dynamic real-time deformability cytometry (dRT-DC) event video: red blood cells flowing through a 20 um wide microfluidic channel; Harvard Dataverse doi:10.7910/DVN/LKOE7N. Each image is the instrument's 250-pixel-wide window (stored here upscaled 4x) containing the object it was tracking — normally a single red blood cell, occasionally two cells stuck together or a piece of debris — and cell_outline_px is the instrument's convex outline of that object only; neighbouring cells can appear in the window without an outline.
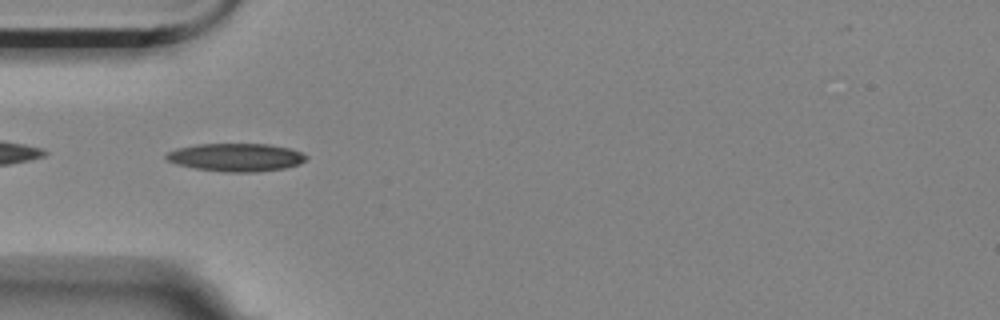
{"species": "Egyptian fruit bat (a non-hibernating species)", "species_latin": "Rousettus aegyptiacus", "temperature_condition": "room temperature", "stored_images_in_passage": 41, "camera_frame_rate_fps": 3000, "um_per_image_px": 0.085, "animal": {"sex": "female"}, "frame": {"image": 1, "passage_image": 2, "time_ms": 0.333, "image_size_px": [1000, 320], "cell_outline_px": [[308, 156], [300, 164], [284, 168], [256, 172], [224, 172], [196, 168], [176, 164], [168, 160], [164, 156], [168, 152], [176, 148], [196, 144], [268, 144], [292, 148]], "centroid_in_image_um": [20.06, 13.37], "position_along_channel_um": 64.9, "area_um2": 22.89}}
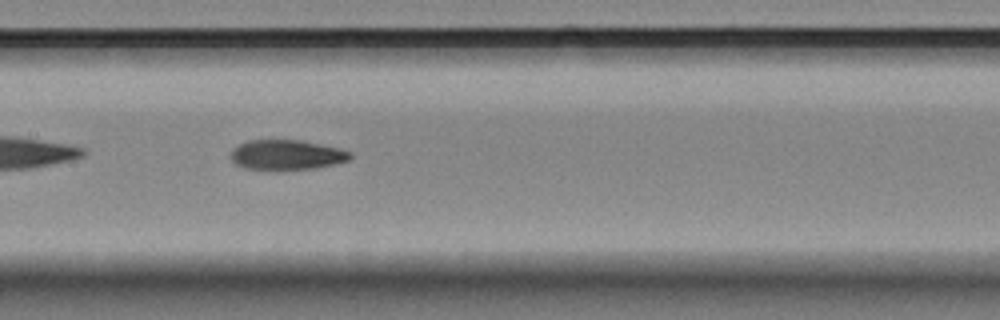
{"frame": {"image": 2, "passage_image": 12, "time_ms": 3.667, "image_size_px": [1000, 320], "cell_outline_px": [[352, 156], [348, 160], [316, 168], [244, 168], [236, 164], [232, 160], [232, 148], [248, 140], [300, 140], [340, 148], [352, 152]], "centroid_in_image_um": [24.38, 13.13], "position_along_channel_um": 183.0, "area_um2": 20.29}}
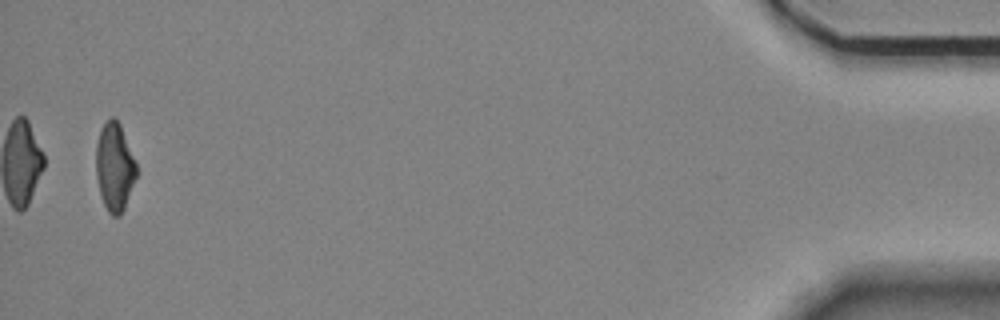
{"frame": {"image": 3, "passage_image": 40, "time_ms": 13.0, "image_size_px": [1000, 320], "cell_outline_px": [[136, 176], [124, 208], [120, 216], [112, 216], [108, 212], [100, 196], [96, 176], [96, 144], [100, 128], [112, 116], [120, 124], [136, 164]], "centroid_in_image_um": [9.71, 14.21], "position_along_channel_um": 425.5, "area_um2": 20.52}, "authors_computed_cell_mechanics": {"area_um2": 21.4438, "velocity_mm_per_s": 3.5183, "shape_relaxation_time_tau1_ms": 7.1536, "shape_relaxation_time_tau2_ms": 5.1238, "deformation_change_tau1": 0.2302, "deformation_change_tau2": 0.1286}}